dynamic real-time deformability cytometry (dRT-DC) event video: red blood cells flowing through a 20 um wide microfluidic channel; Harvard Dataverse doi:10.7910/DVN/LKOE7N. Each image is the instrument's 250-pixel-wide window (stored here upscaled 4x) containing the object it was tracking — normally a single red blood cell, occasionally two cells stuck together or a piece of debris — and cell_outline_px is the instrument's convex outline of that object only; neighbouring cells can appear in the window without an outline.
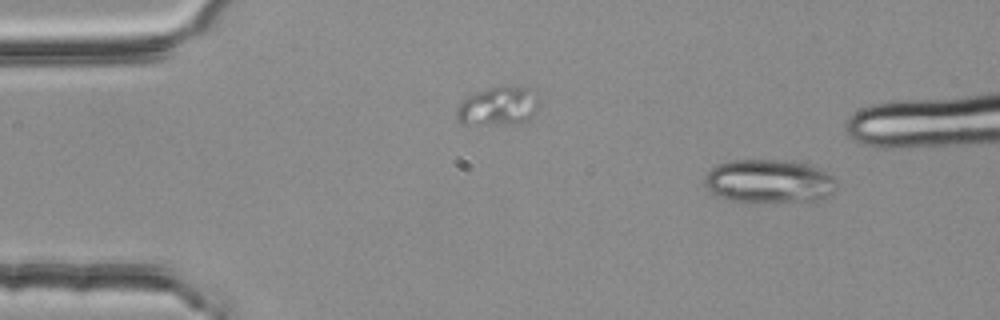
{"species": "common noctule bat (a hibernating species)", "species_latin": "Nyctalus noctula", "temperature_condition": "room temperature", "stored_images_in_passage": 4, "camera_frame_rate_fps": 3000, "um_per_image_px": 0.085, "animal": {"sex": "female", "body_mass_g": 25.1}, "frame": {"image": 1, "passage_image": 1, "time_ms": 0.0, "image_size_px": [1000, 320], "cell_outline_px": [[836, 188], [828, 196], [816, 200], [752, 204], [728, 200], [716, 196], [704, 184], [704, 176], [716, 164], [732, 160], [800, 160], [820, 168], [832, 176], [836, 180]], "centroid_in_image_um": [65.36, 15.42], "position_along_channel_um": 19.6, "area_um2": 34.51}}